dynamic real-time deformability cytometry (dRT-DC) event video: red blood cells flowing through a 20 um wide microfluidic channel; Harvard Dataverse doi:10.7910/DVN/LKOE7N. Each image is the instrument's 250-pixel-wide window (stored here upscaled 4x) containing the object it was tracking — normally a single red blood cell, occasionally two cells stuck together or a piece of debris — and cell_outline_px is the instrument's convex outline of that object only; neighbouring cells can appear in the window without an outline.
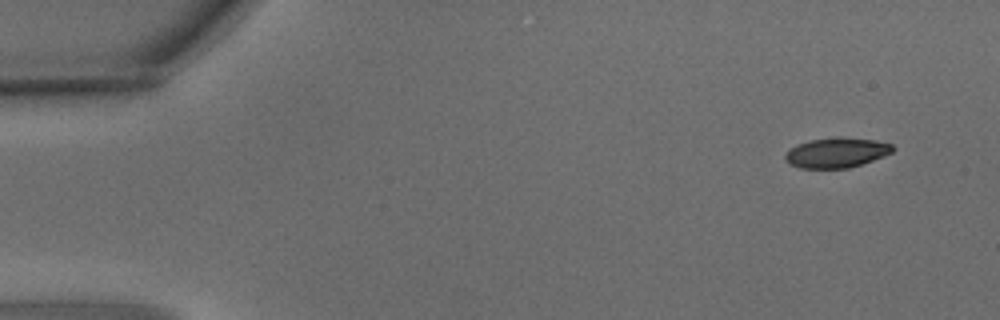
{"species": "common noctule bat (a hibernating species)", "species_latin": "Nyctalus noctula", "temperature_condition": "warm", "stored_images_in_passage": 8, "camera_frame_rate_fps": 3000, "um_per_image_px": 0.085, "animal": {"sex": "male", "body_mass_g": 15.6}, "frame": {"image": 1, "passage_image": 1, "time_ms": 0.0, "image_size_px": [1000, 320], "cell_outline_px": [[896, 148], [892, 152], [884, 156], [848, 168], [800, 168], [788, 164], [784, 156], [796, 144], [812, 140], [836, 136], [840, 136], [876, 140], [892, 144]], "centroid_in_image_um": [71.12, 12.96], "position_along_channel_um": 13.9, "area_um2": 18.84}}
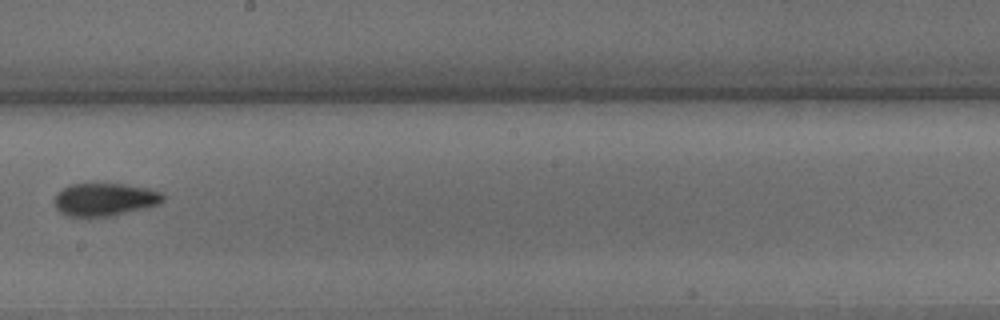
{"frame": {"image": 2, "passage_image": 8, "time_ms": 2.333, "image_size_px": [1000, 320], "cell_outline_px": [[164, 200], [156, 204], [144, 208], [116, 216], [68, 216], [60, 212], [56, 208], [52, 200], [56, 192], [68, 184], [124, 184], [148, 188], [160, 192], [164, 196]], "centroid_in_image_um": [8.84, 16.95], "position_along_channel_um": 239.4, "area_um2": 20.92}}